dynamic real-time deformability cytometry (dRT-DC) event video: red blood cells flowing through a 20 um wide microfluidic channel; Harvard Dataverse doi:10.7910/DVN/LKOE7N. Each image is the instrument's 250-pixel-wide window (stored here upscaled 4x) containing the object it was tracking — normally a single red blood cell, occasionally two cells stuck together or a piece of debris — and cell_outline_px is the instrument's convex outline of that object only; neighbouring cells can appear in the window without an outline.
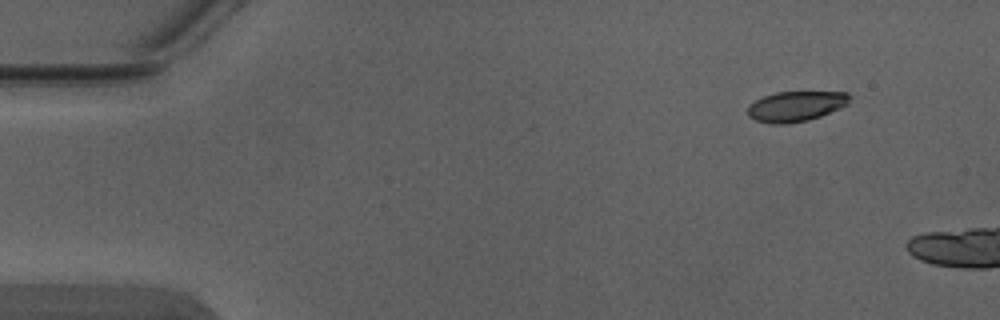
{"species": "Egyptian fruit bat (a non-hibernating species)", "species_latin": "Rousettus aegyptiacus", "temperature_condition": "warm", "stored_images_in_passage": 5, "camera_frame_rate_fps": 3000, "um_per_image_px": 0.085, "animal": {"sex": "male"}, "frame": {"image": 1, "passage_image": 1, "time_ms": 0.0, "image_size_px": [1000, 320], "cell_outline_px": [[852, 96], [848, 104], [840, 108], [820, 116], [808, 120], [788, 124], [772, 124], [756, 120], [748, 116], [748, 104], [764, 96], [776, 92], [848, 92]], "centroid_in_image_um": [67.66, 9.03], "position_along_channel_um": 17.3, "area_um2": 18.03}}
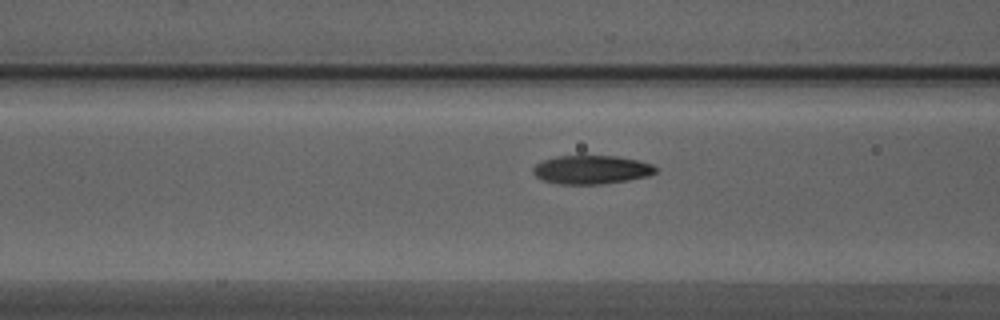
{"frame": {"image": 2, "passage_image": 5, "time_ms": 1.333, "image_size_px": [1000, 320], "cell_outline_px": [[656, 172], [648, 176], [628, 180], [600, 184], [560, 184], [544, 180], [536, 176], [532, 172], [532, 168], [536, 164], [544, 160], [556, 156], [616, 156], [640, 160], [652, 164], [656, 168]], "centroid_in_image_um": [50.28, 14.42], "position_along_channel_um": 116.3, "area_um2": 20.4}}